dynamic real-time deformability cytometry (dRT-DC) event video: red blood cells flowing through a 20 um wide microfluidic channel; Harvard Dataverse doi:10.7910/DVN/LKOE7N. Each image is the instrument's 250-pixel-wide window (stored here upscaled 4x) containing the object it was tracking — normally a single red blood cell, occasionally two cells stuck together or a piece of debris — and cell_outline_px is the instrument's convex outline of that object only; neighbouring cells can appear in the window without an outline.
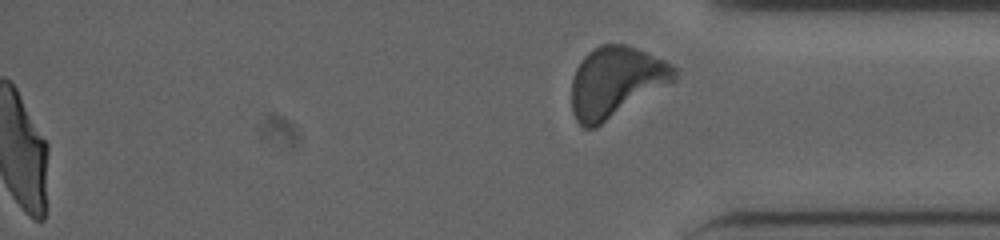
{"species": "human", "species_latin": "Homo sapiens", "temperature_condition": "cold", "stored_images_in_passage": 51, "segment_of_instrument_passage": [2, 2], "camera_frame_rate_fps": 3000, "um_per_image_px": 0.085, "donor": {"sex": "male"}, "frame": {"image": 1, "passage_image": 51, "time_ms": 16.667, "image_size_px": [1000, 240], "cell_outline_px": [[680, 68], [676, 80], [596, 128], [584, 128], [576, 120], [572, 112], [572, 80], [576, 68], [580, 60], [588, 52], [600, 44], [624, 44], [636, 48], [664, 60]], "centroid_in_image_um": [52.36, 6.97], "position_along_channel_um": 382.8, "area_um2": 42.54}}